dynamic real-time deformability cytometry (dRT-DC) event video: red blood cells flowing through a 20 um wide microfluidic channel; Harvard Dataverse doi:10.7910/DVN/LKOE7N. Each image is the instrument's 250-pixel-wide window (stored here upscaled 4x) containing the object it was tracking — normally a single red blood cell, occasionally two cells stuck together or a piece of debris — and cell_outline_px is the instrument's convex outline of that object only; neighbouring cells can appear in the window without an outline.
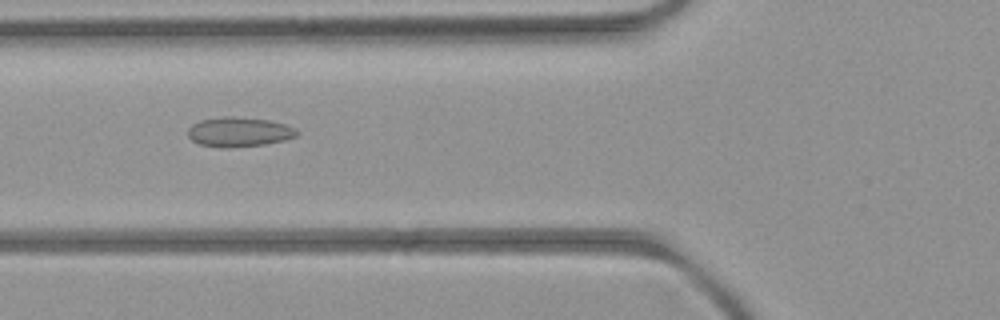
{"species": "common noctule bat (a hibernating species)", "species_latin": "Nyctalus noctula", "temperature_condition": "room temperature", "stored_images_in_passage": 9, "camera_frame_rate_fps": 3000, "um_per_image_px": 0.085, "animal": {"sex": "female", "body_mass_g": 21.9}, "frame": {"image": 1, "passage_image": 6, "time_ms": 6.333, "image_size_px": [1000, 320], "cell_outline_px": [[300, 132], [296, 136], [284, 140], [264, 144], [228, 148], [220, 148], [200, 144], [192, 140], [188, 136], [188, 128], [192, 124], [200, 120], [224, 116], [232, 116], [272, 120], [296, 128]], "centroid_in_image_um": [20.32, 11.21], "position_along_channel_um": 105.5, "area_um2": 18.96}}
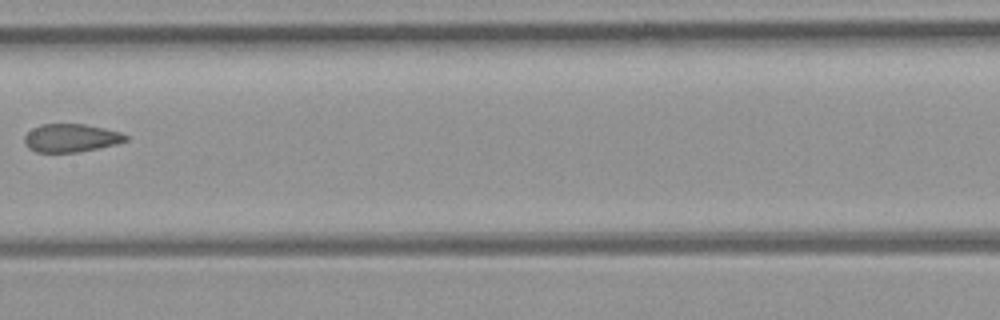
{"frame": {"image": 2, "passage_image": 8, "time_ms": 8.667, "image_size_px": [1000, 320], "cell_outline_px": [[128, 140], [116, 144], [76, 152], [36, 152], [28, 148], [24, 140], [24, 136], [32, 128], [40, 124], [84, 124], [104, 128], [120, 132], [128, 136]], "centroid_in_image_um": [6.01, 11.72], "position_along_channel_um": 201.4, "area_um2": 16.53}}
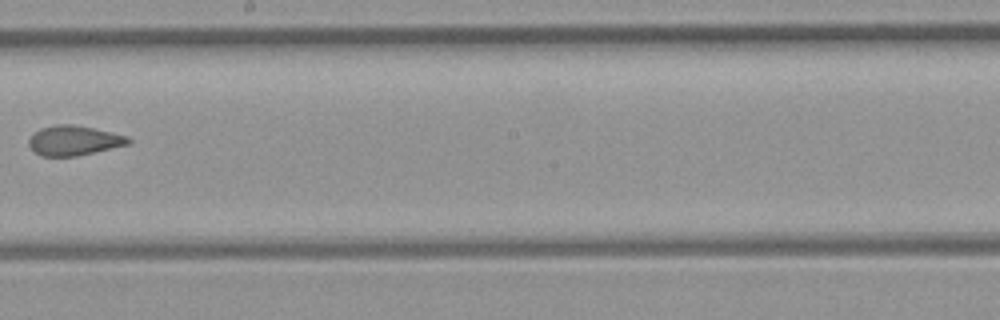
{"frame": {"image": 3, "passage_image": 9, "time_ms": 9.667, "image_size_px": [1000, 320], "cell_outline_px": [[132, 140], [128, 144], [76, 156], [40, 156], [28, 144], [28, 140], [40, 128], [56, 124], [72, 124], [92, 128], [128, 136]], "centroid_in_image_um": [6.27, 11.94], "position_along_channel_um": 241.9, "area_um2": 16.99}}